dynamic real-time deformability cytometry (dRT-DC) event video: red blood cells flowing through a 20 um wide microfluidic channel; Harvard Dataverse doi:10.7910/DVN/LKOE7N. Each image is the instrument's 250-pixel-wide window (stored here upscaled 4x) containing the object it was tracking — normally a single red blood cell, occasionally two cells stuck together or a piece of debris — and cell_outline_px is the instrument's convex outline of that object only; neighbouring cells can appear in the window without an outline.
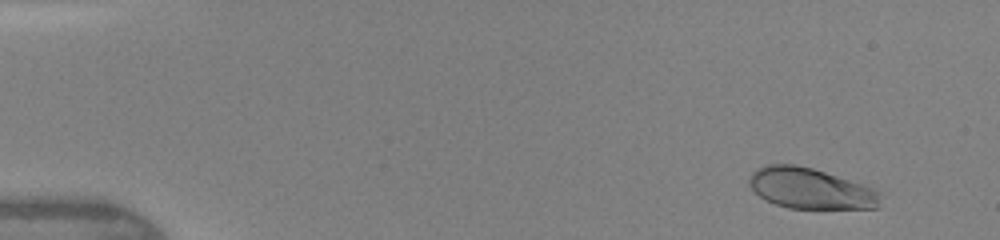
{"species": "human", "species_latin": "Homo sapiens", "temperature_condition": "warm", "stored_images_in_passage": 45, "camera_frame_rate_fps": 3000, "um_per_image_px": 0.085, "donor": {"sex": "female"}, "frame": {"image": 1, "passage_image": 3, "time_ms": 1.0, "image_size_px": [1000, 240], "cell_outline_px": [[880, 208], [788, 208], [776, 204], [760, 196], [748, 184], [748, 176], [752, 172], [768, 164], [792, 164], [812, 168], [864, 184], [880, 192]], "centroid_in_image_um": [68.9, 16.02], "position_along_channel_um": 16.1, "area_um2": 30.98}}
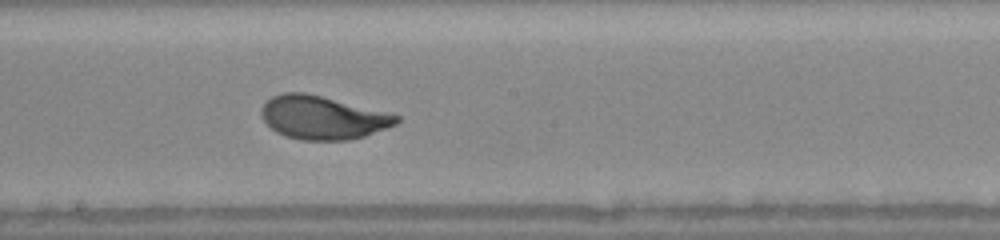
{"frame": {"image": 2, "passage_image": 24, "time_ms": 8.667, "image_size_px": [1000, 240], "cell_outline_px": [[400, 120], [396, 124], [364, 136], [348, 140], [300, 140], [284, 136], [276, 132], [264, 120], [260, 112], [260, 108], [272, 96], [284, 92], [304, 92], [400, 116]], "centroid_in_image_um": [27.37, 10.0], "position_along_channel_um": 220.8, "area_um2": 33.64}}
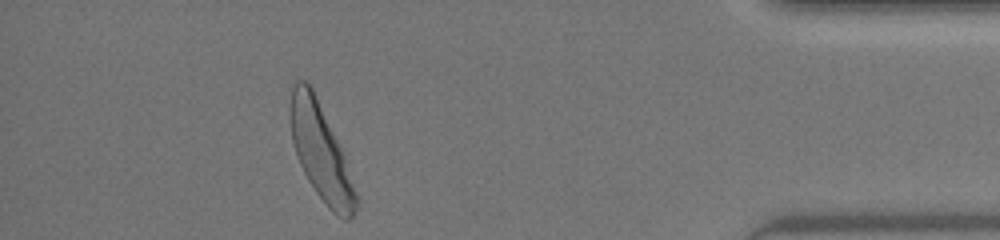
{"frame": {"image": 3, "passage_image": 41, "time_ms": 14.0, "image_size_px": [1000, 240], "cell_outline_px": [[360, 204], [352, 220], [344, 220], [332, 212], [328, 208], [316, 192], [308, 180], [300, 164], [292, 140], [288, 116], [288, 108], [292, 84], [296, 80], [308, 80], [344, 152]], "centroid_in_image_um": [27.27, 12.93], "position_along_channel_um": 407.9, "area_um2": 37.45}, "authors_computed_cell_mechanics": {"area_um2": 33.5818, "velocity_mm_per_s": 4.3115, "shape_relaxation_time_tau1_ms": 1.9006, "shape_relaxation_time_tau2_ms": null, "deformation_change_tau1": 0.1688, "deformation_change_tau2": null}}